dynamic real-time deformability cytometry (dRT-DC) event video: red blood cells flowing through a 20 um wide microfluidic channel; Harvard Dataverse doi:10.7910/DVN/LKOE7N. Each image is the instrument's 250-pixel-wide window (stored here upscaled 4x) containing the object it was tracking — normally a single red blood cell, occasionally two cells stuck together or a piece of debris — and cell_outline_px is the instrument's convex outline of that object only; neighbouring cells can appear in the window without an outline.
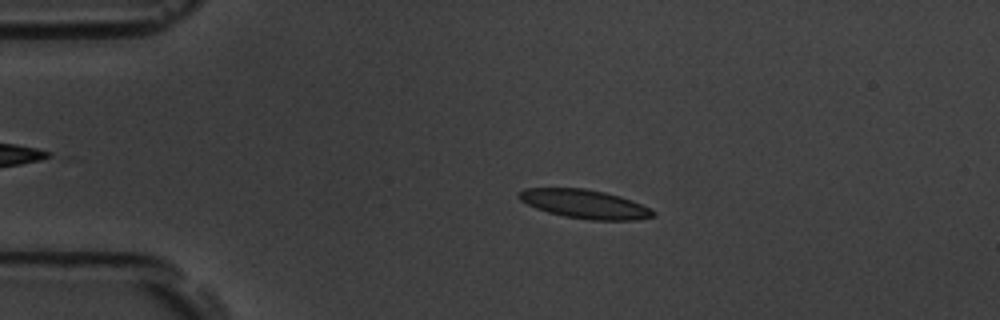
{"species": "common noctule bat (a hibernating species)", "species_latin": "Nyctalus noctula", "temperature_condition": "room temperature", "stored_images_in_passage": 57, "camera_frame_rate_fps": 3000, "um_per_image_px": 0.085, "animal": {"sex": "male", "body_mass_g": 19.5, "forearm_length_mm": 54.6}, "frame": {"image": 1, "passage_image": 12, "time_ms": 3.667, "image_size_px": [1000, 320], "cell_outline_px": [[656, 216], [636, 220], [592, 220], [564, 216], [548, 212], [536, 208], [520, 200], [520, 192], [524, 188], [584, 188], [604, 192], [620, 196], [632, 200], [652, 208], [656, 212]], "centroid_in_image_um": [49.77, 17.35], "position_along_channel_um": 35.2, "area_um2": 22.48}}
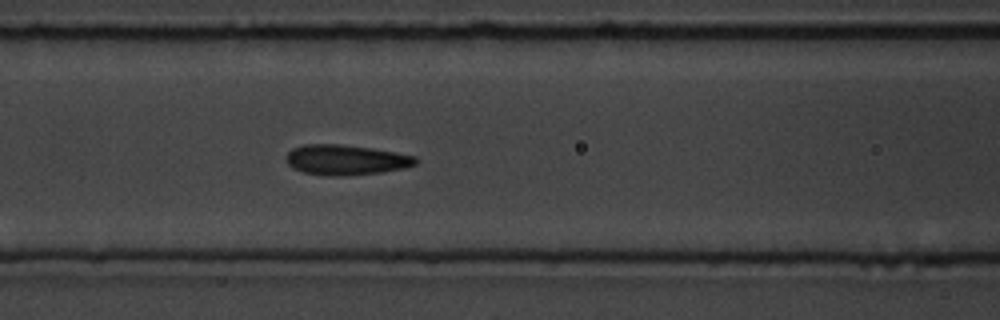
{"frame": {"image": 2, "passage_image": 24, "time_ms": 7.667, "image_size_px": [1000, 320], "cell_outline_px": [[416, 164], [404, 168], [380, 172], [344, 176], [324, 176], [304, 172], [292, 168], [288, 164], [288, 152], [292, 148], [304, 144], [340, 144], [372, 148], [396, 152], [416, 156]], "centroid_in_image_um": [29.39, 13.59], "position_along_channel_um": 137.2, "area_um2": 22.77}}
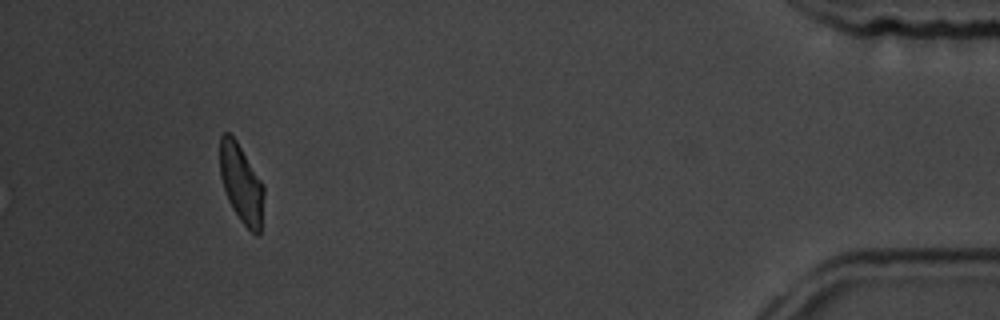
{"frame": {"image": 3, "passage_image": 53, "time_ms": 17.333, "image_size_px": [1000, 320], "cell_outline_px": [[264, 196], [260, 232], [256, 236], [240, 220], [232, 208], [228, 200], [220, 176], [220, 136], [224, 132], [228, 132], [236, 140], [264, 184]], "centroid_in_image_um": [20.51, 15.6], "position_along_channel_um": 414.7, "area_um2": 20.11}, "authors_computed_cell_mechanics": {"area_um2": 22.253, "velocity_mm_per_s": 3.5613, "shape_relaxation_time_tau1_ms": 4.0706, "shape_relaxation_time_tau2_ms": 1.4231, "deformation_change_tau1": 0.1285, "deformation_change_tau2": 0.0869}}